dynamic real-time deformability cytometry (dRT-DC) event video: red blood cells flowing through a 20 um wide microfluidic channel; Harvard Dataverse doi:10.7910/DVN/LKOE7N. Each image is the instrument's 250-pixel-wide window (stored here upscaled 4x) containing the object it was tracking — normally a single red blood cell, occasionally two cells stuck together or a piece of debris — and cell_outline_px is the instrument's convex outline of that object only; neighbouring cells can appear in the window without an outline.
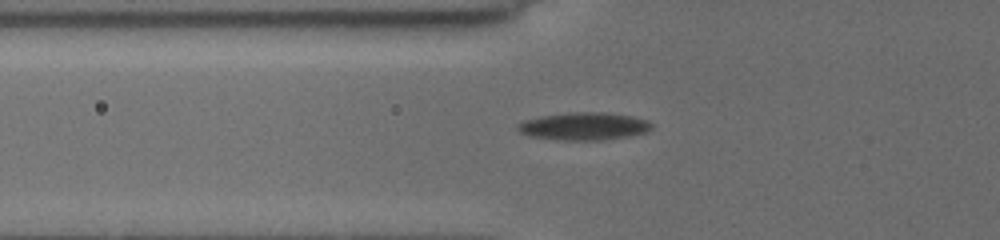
{"species": "common noctule bat (a hibernating species)", "species_latin": "Nyctalus noctula", "temperature_condition": "cold", "stored_images_in_passage": 30, "camera_frame_rate_fps": 3000, "um_per_image_px": 0.085, "animal": {"sex": "female", "body_mass_g": 19.5, "forearm_length_mm": 54.1}, "frame": {"image": 1, "passage_image": 2, "time_ms": 0.333, "image_size_px": [1000, 240], "cell_outline_px": [[652, 128], [648, 132], [600, 140], [564, 140], [528, 136], [520, 132], [516, 128], [516, 124], [524, 120], [540, 116], [568, 112], [604, 112], [632, 116], [648, 120], [652, 124]], "centroid_in_image_um": [49.6, 10.72], "position_along_channel_um": 76.2, "area_um2": 21.62}}
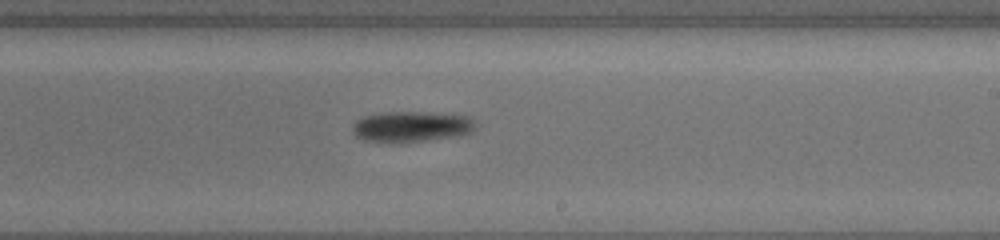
{"frame": {"image": 2, "passage_image": 14, "time_ms": 5.0, "image_size_px": [1000, 240], "cell_outline_px": [[476, 128], [472, 132], [456, 136], [400, 144], [392, 144], [364, 140], [356, 136], [352, 132], [352, 124], [356, 120], [364, 116], [388, 112], [424, 112], [468, 116], [476, 124]], "centroid_in_image_um": [34.93, 10.79], "position_along_channel_um": 254.1, "area_um2": 22.37}}
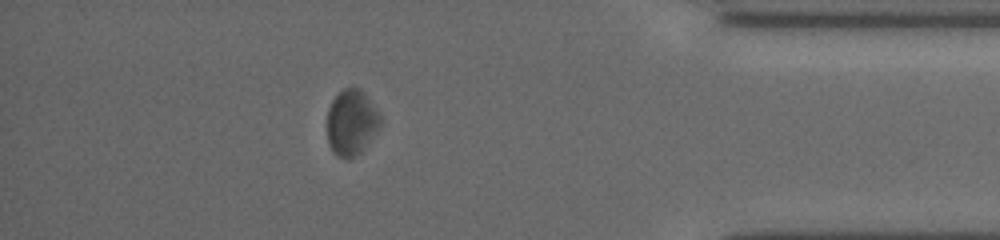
{"frame": {"image": 3, "passage_image": 26, "time_ms": 9.667, "image_size_px": [1000, 240], "cell_outline_px": [[384, 120], [376, 132], [360, 152], [356, 156], [340, 156], [328, 144], [328, 108], [332, 100], [344, 88], [360, 88], [364, 92], [380, 112]], "centroid_in_image_um": [29.92, 10.35], "position_along_channel_um": 405.3, "area_um2": 20.11}, "authors_computed_cell_mechanics": {"area_um2": 21.6461, "velocity_mm_per_s": 3.8462, "shape_relaxation_time_tau1_ms": 1.486, "shape_relaxation_time_tau2_ms": null, "deformation_change_tau1": 0.0535, "deformation_change_tau2": null}}